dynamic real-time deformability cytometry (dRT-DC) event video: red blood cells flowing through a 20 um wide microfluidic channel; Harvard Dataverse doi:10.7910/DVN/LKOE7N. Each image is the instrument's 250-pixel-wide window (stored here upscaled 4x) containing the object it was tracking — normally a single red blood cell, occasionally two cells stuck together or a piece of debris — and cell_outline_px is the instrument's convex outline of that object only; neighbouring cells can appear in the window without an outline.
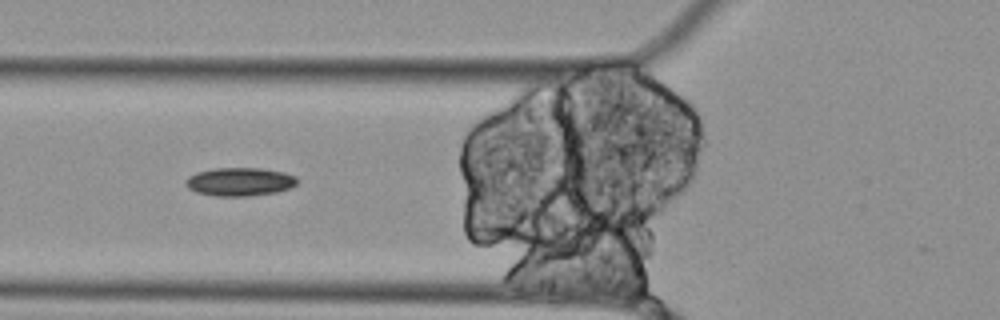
{"species": "Egyptian fruit bat (a non-hibernating species)", "species_latin": "Rousettus aegyptiacus", "temperature_condition": "cold", "stored_images_in_passage": 24, "segment_of_instrument_passage": [3, 3], "camera_frame_rate_fps": 3000, "um_per_image_px": 0.085, "animal": {"sex": "female"}, "frame": {"image": 1, "passage_image": 20, "time_ms": 6.333, "image_size_px": [1000, 320], "cell_outline_px": [[300, 180], [296, 184], [288, 188], [276, 192], [248, 196], [216, 196], [196, 192], [188, 188], [184, 184], [184, 180], [188, 176], [196, 172], [216, 168], [260, 168], [284, 172], [296, 176]], "centroid_in_image_um": [20.36, 15.44], "position_along_channel_um": 105.4, "area_um2": 18.55}}
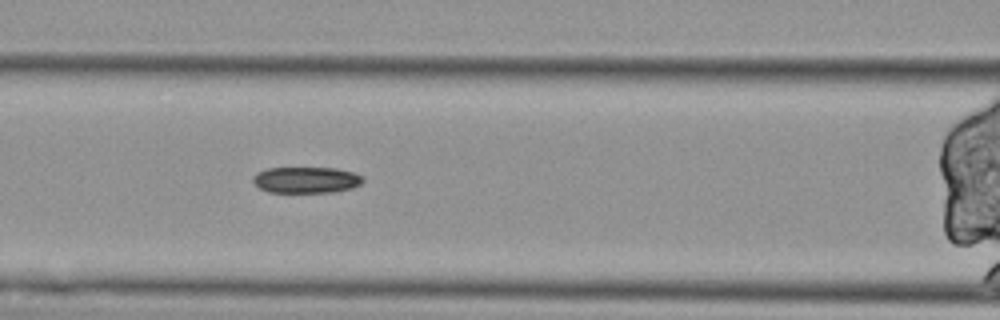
{"frame": {"image": 2, "passage_image": 23, "time_ms": 7.333, "image_size_px": [1000, 320], "cell_outline_px": [[364, 180], [360, 184], [352, 188], [332, 192], [268, 192], [260, 188], [252, 180], [252, 176], [256, 172], [268, 168], [336, 168], [352, 172], [364, 176]], "centroid_in_image_um": [26.02, 15.29], "position_along_channel_um": 140.6, "area_um2": 16.82}}